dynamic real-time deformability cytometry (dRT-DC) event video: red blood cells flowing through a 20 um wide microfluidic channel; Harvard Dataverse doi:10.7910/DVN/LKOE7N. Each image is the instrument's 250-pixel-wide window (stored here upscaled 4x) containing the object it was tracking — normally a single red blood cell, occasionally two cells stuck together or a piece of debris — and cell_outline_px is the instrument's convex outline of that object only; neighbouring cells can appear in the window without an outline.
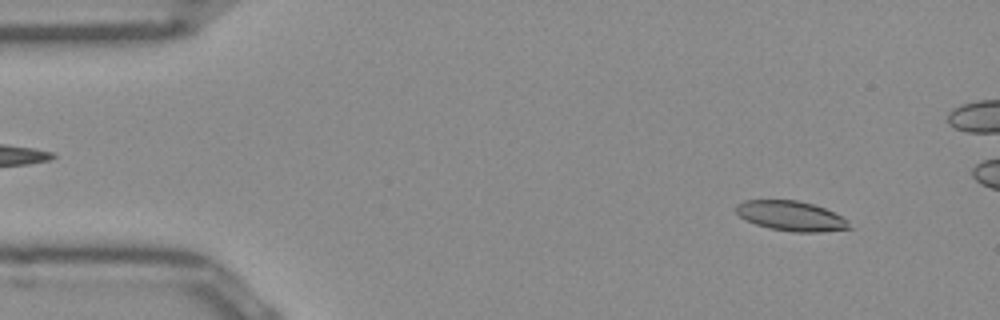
{"species": "Egyptian fruit bat (a non-hibernating species)", "species_latin": "Rousettus aegyptiacus", "temperature_condition": "room temperature", "stored_images_in_passage": 51, "camera_frame_rate_fps": 3000, "um_per_image_px": 0.085, "frame": {"image": 1, "passage_image": 4, "time_ms": 1.0, "image_size_px": [1000, 320], "cell_outline_px": [[852, 228], [820, 232], [796, 232], [768, 228], [756, 224], [740, 216], [736, 212], [736, 204], [744, 200], [796, 200], [812, 204], [824, 208], [848, 220]], "centroid_in_image_um": [67.24, 18.35], "position_along_channel_um": 17.8, "area_um2": 19.54}}
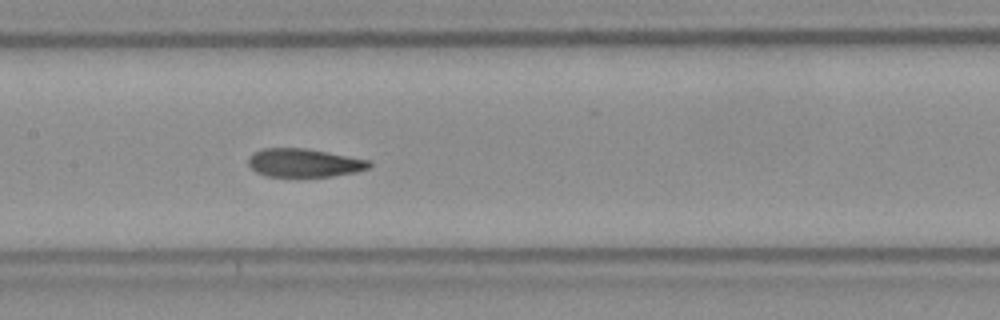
{"frame": {"image": 2, "passage_image": 23, "time_ms": 7.333, "image_size_px": [1000, 320], "cell_outline_px": [[372, 164], [368, 168], [356, 172], [332, 176], [268, 176], [256, 172], [248, 164], [248, 160], [252, 152], [264, 148], [304, 148], [328, 152], [372, 160]], "centroid_in_image_um": [25.87, 13.83], "position_along_channel_um": 181.5, "area_um2": 20.0}}
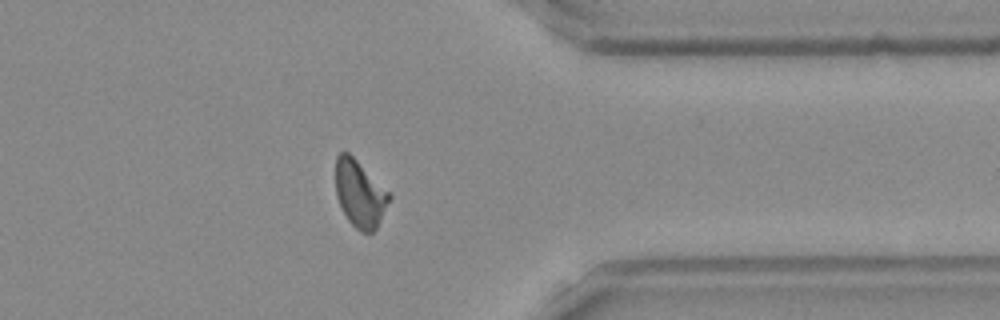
{"frame": {"image": 3, "passage_image": 39, "time_ms": 12.667, "image_size_px": [1000, 320], "cell_outline_px": [[392, 196], [376, 228], [372, 232], [360, 232], [348, 220], [340, 204], [336, 192], [336, 156], [340, 152], [348, 152]], "centroid_in_image_um": [30.57, 16.48], "position_along_channel_um": 380.8, "area_um2": 20.29}, "authors_computed_cell_mechanics": {"area_um2": 20.4612, "velocity_mm_per_s": 3.9668, "shape_relaxation_time_tau1_ms": 7.2822, "shape_relaxation_time_tau2_ms": 1.8381, "deformation_change_tau1": 0.221, "deformation_change_tau2": 0.0957}}